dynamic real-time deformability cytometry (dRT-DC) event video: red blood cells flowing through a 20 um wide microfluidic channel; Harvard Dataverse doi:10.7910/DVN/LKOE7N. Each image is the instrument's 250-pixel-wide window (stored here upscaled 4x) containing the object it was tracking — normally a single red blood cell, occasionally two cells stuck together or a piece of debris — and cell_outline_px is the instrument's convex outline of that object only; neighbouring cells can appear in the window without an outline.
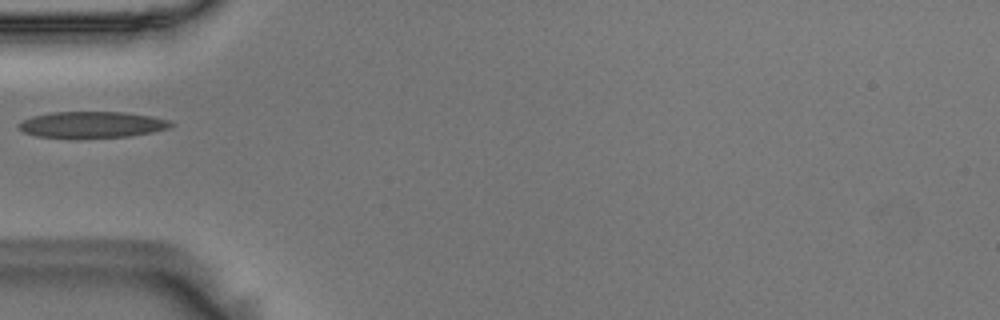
{"species": "Egyptian fruit bat (a non-hibernating species)", "species_latin": "Rousettus aegyptiacus", "temperature_condition": "room temperature", "stored_images_in_passage": 23, "camera_frame_rate_fps": 3000, "um_per_image_px": 0.085, "animal": {"sex": "male"}, "frame": {"image": 1, "passage_image": 1, "time_ms": 0.0, "image_size_px": [1000, 320], "cell_outline_px": [[176, 124], [168, 128], [152, 132], [128, 136], [76, 140], [36, 136], [24, 132], [16, 124], [32, 116], [52, 112], [124, 112], [152, 116], [168, 120]], "centroid_in_image_um": [7.79, 10.62], "position_along_channel_um": 77.2, "area_um2": 23.93}}
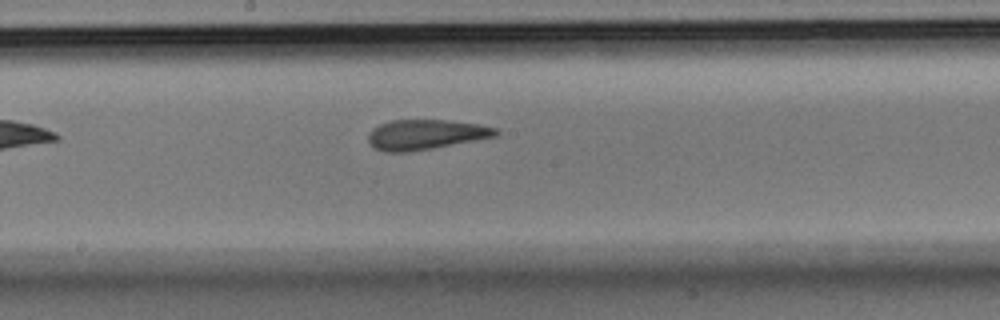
{"frame": {"image": 2, "passage_image": 12, "time_ms": 3.667, "image_size_px": [1000, 320], "cell_outline_px": [[500, 132], [496, 136], [432, 148], [408, 152], [384, 152], [368, 144], [368, 136], [372, 128], [380, 124], [392, 120], [448, 120], [480, 124], [496, 128]], "centroid_in_image_um": [36.16, 11.43], "position_along_channel_um": 212.0, "area_um2": 22.25}}
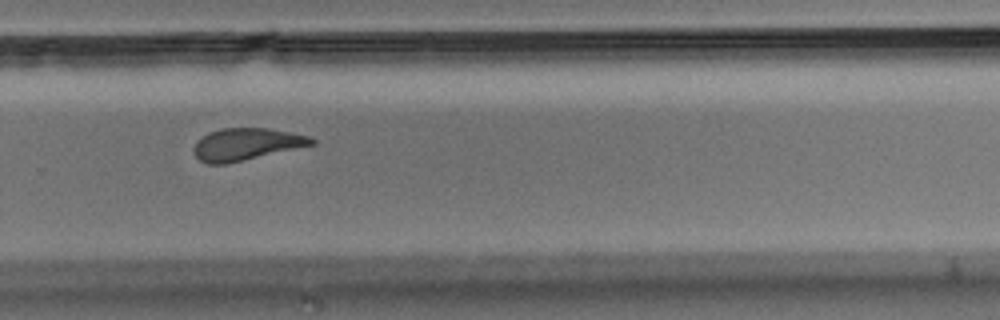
{"frame": {"image": 3, "passage_image": 20, "time_ms": 6.333, "image_size_px": [1000, 320], "cell_outline_px": [[316, 144], [244, 160], [224, 164], [208, 164], [200, 160], [196, 156], [192, 148], [196, 140], [208, 132], [220, 128], [268, 128], [308, 136], [316, 140]], "centroid_in_image_um": [20.9, 12.25], "position_along_channel_um": 308.9, "area_um2": 22.02}}